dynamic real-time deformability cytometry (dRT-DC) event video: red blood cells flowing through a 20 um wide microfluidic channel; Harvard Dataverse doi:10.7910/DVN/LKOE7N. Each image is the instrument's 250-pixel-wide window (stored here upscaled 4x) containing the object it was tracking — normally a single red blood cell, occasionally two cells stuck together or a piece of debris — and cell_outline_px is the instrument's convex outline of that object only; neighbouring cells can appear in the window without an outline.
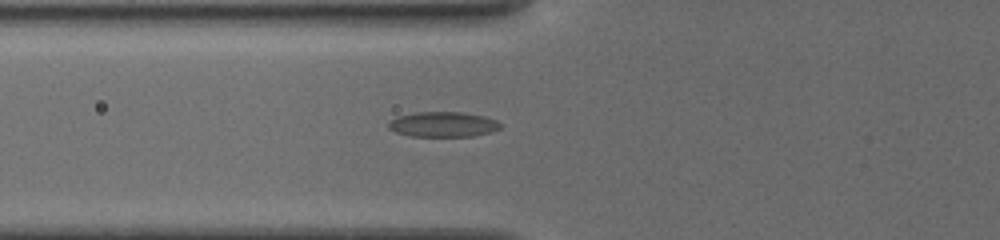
{"species": "common noctule bat (a hibernating species)", "species_latin": "Nyctalus noctula", "temperature_condition": "cold", "stored_images_in_passage": 4, "camera_frame_rate_fps": 3000, "um_per_image_px": 0.085, "animal": {"sex": "female", "body_mass_g": 19.5, "forearm_length_mm": 54.1}, "frame": {"image": 1, "passage_image": 4, "time_ms": 3.0, "image_size_px": [1000, 240], "cell_outline_px": [[500, 128], [492, 132], [472, 136], [412, 136], [396, 132], [388, 128], [388, 124], [396, 116], [416, 112], [460, 112], [484, 116], [496, 120], [500, 124]], "centroid_in_image_um": [37.65, 10.57], "position_along_channel_um": 88.1, "area_um2": 16.3}}